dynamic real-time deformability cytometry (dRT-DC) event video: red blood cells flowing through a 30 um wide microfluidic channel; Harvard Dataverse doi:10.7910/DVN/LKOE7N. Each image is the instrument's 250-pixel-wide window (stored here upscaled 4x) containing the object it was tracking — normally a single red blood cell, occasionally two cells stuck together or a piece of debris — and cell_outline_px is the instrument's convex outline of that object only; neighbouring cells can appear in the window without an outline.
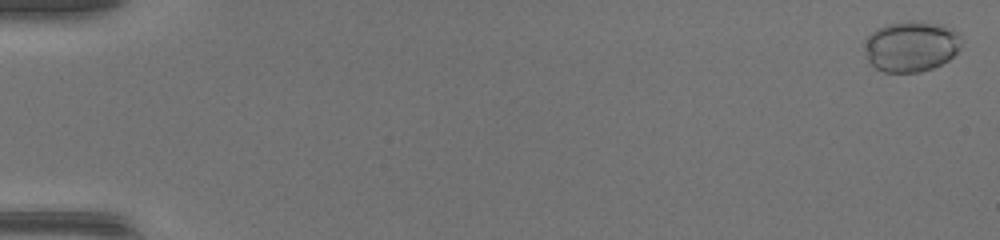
{"species": "common noctule bat (a hibernating species)", "species_latin": "Nyctalus noctula", "temperature_condition": "warm", "stored_images_in_passage": 50, "camera_frame_rate_fps": 3000, "um_per_image_px": 0.085, "animal": {"sex": "female", "body_mass_g": 17.0, "forearm_length_mm": 48.0}, "frame": {"image": 1, "passage_image": 1, "time_ms": 0.0, "image_size_px": [1000, 240], "cell_outline_px": [[960, 44], [956, 52], [948, 60], [932, 68], [920, 72], [884, 72], [868, 64], [864, 48], [864, 40], [876, 28], [888, 24], [908, 20], [944, 24], [952, 28], [960, 36]], "centroid_in_image_um": [77.4, 3.93], "position_along_channel_um": 7.6, "area_um2": 28.84}}
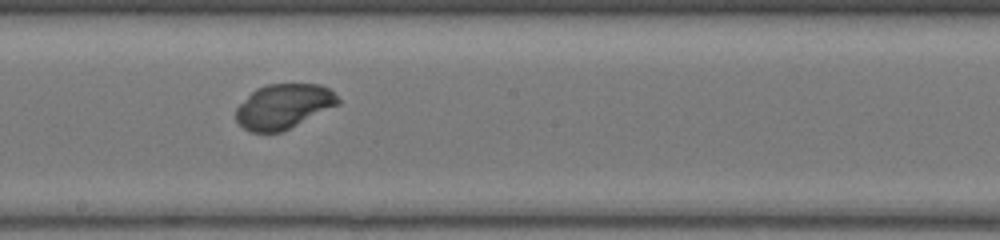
{"frame": {"image": 2, "passage_image": 29, "time_ms": 9.333, "image_size_px": [1000, 240], "cell_outline_px": [[340, 104], [280, 132], [248, 132], [236, 120], [236, 108], [256, 88], [268, 84], [320, 84], [328, 88], [340, 100]], "centroid_in_image_um": [24.09, 9.03], "position_along_channel_um": 224.1, "area_um2": 26.3}}
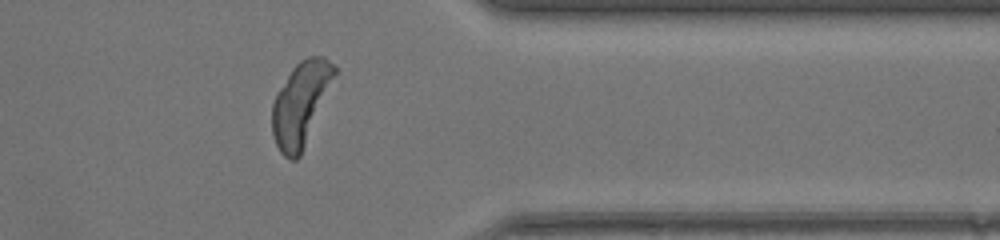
{"frame": {"image": 3, "passage_image": 41, "time_ms": 13.333, "image_size_px": [1000, 240], "cell_outline_px": [[336, 72], [300, 156], [296, 160], [288, 160], [280, 152], [276, 144], [272, 132], [272, 104], [276, 92], [292, 68], [300, 60], [308, 56], [324, 56], [336, 68]], "centroid_in_image_um": [25.51, 8.81], "position_along_channel_um": 385.9, "area_um2": 29.77}, "authors_computed_cell_mechanics": {"area_um2": 27.7729, "velocity_mm_per_s": 4.2779, "shape_relaxation_time_tau1_ms": 0.7956, "shape_relaxation_time_tau2_ms": null, "deformation_change_tau1": 0.0162, "deformation_change_tau2": null}}